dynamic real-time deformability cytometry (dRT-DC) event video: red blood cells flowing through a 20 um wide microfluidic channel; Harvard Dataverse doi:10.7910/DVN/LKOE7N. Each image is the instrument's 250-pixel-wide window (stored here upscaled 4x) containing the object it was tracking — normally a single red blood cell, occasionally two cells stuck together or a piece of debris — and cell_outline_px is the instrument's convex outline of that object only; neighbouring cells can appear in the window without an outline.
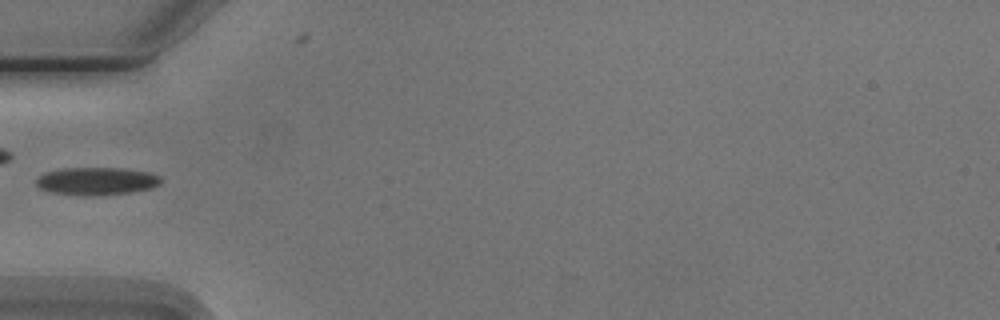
{"species": "Egyptian fruit bat (a non-hibernating species)", "species_latin": "Rousettus aegyptiacus", "temperature_condition": "cold", "stored_images_in_passage": 5, "camera_frame_rate_fps": 3000, "um_per_image_px": 0.085, "animal": {"sex": "male"}, "frame": {"image": 1, "passage_image": 5, "time_ms": 4.333, "image_size_px": [1000, 320], "cell_outline_px": [[160, 184], [152, 188], [132, 192], [100, 196], [84, 196], [48, 192], [40, 188], [36, 184], [36, 180], [40, 176], [48, 172], [64, 168], [124, 168], [148, 172], [160, 176]], "centroid_in_image_um": [8.23, 15.41], "position_along_channel_um": 76.8, "area_um2": 20.29}}